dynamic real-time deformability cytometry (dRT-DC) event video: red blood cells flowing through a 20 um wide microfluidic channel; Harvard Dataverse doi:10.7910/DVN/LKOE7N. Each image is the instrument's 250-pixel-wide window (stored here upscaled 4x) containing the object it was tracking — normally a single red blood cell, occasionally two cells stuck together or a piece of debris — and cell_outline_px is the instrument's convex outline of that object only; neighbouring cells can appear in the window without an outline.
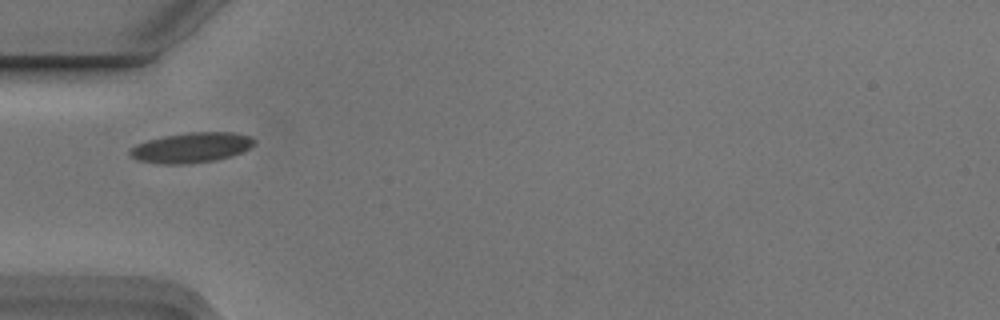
{"species": "Egyptian fruit bat (a non-hibernating species)", "species_latin": "Rousettus aegyptiacus", "temperature_condition": "cold", "stored_images_in_passage": 4, "camera_frame_rate_fps": 3000, "um_per_image_px": 0.085, "animal": {"sex": "male"}, "frame": {"image": 1, "passage_image": 1, "time_ms": 0.0, "image_size_px": [1000, 320], "cell_outline_px": [[256, 140], [248, 148], [240, 152], [216, 160], [184, 164], [160, 164], [136, 160], [128, 152], [136, 144], [148, 140], [164, 136], [188, 132], [236, 132], [252, 136]], "centroid_in_image_um": [16.25, 12.54], "position_along_channel_um": 68.7, "area_um2": 21.73}}
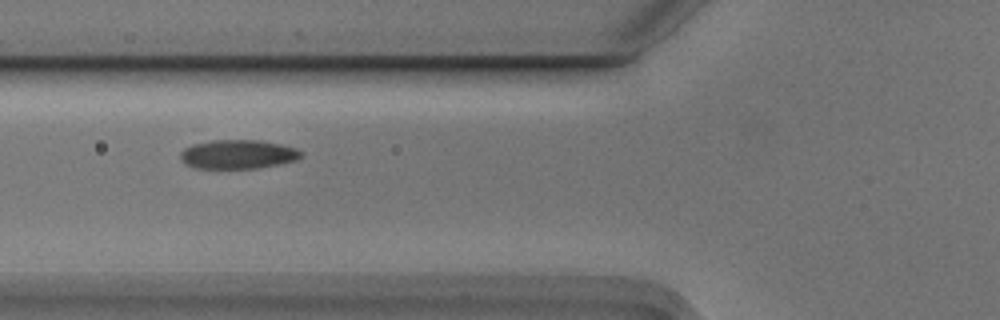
{"frame": {"image": 2, "passage_image": 2, "time_ms": 0.333, "image_size_px": [1000, 320], "cell_outline_px": [[304, 156], [296, 160], [256, 168], [196, 168], [184, 164], [180, 160], [180, 152], [184, 148], [192, 144], [212, 140], [260, 140], [280, 144], [296, 148], [304, 152]], "centroid_in_image_um": [20.21, 13.11], "position_along_channel_um": 105.6, "area_um2": 20.52}}
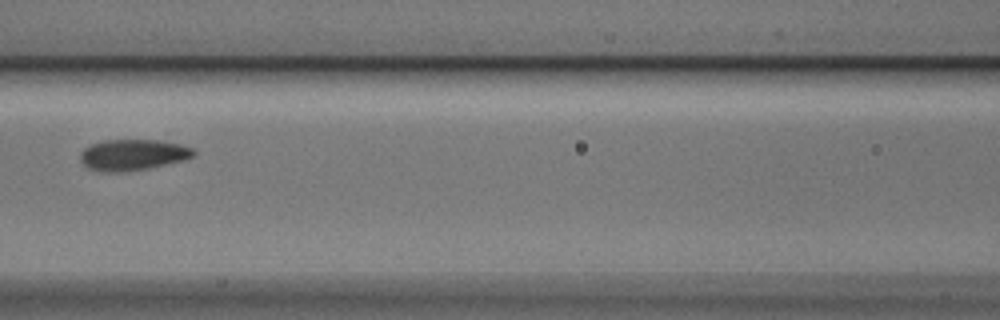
{"frame": {"image": 3, "passage_image": 3, "time_ms": 0.667, "image_size_px": [1000, 320], "cell_outline_px": [[196, 156], [184, 160], [148, 168], [124, 172], [100, 172], [88, 168], [80, 160], [80, 152], [84, 148], [92, 144], [104, 140], [160, 140], [180, 144], [192, 148], [196, 152]], "centroid_in_image_um": [11.29, 13.16], "position_along_channel_um": 155.3, "area_um2": 20.63}}